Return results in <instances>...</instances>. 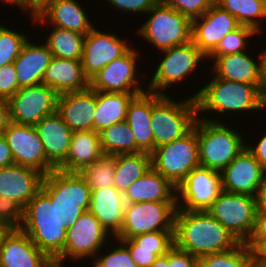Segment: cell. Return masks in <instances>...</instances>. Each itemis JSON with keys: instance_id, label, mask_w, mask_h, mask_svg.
Here are the masks:
<instances>
[{"instance_id": "obj_1", "label": "cell", "mask_w": 266, "mask_h": 267, "mask_svg": "<svg viewBox=\"0 0 266 267\" xmlns=\"http://www.w3.org/2000/svg\"><path fill=\"white\" fill-rule=\"evenodd\" d=\"M207 73L210 76L208 82L203 83L204 86L201 84L202 87L198 86L197 88L200 89L196 90V92L193 91L194 94L189 95V97L196 100L199 118L209 121L225 122L226 120L223 118L221 120L219 119V114L225 116V118H227L226 115H229L230 118L233 115L235 117L236 113L242 117H245L247 113L248 115L249 113L255 114L257 112L260 114L261 84H246L224 80L215 77L209 70ZM242 112L245 114L243 115ZM212 114L215 115V118Z\"/></svg>"}, {"instance_id": "obj_2", "label": "cell", "mask_w": 266, "mask_h": 267, "mask_svg": "<svg viewBox=\"0 0 266 267\" xmlns=\"http://www.w3.org/2000/svg\"><path fill=\"white\" fill-rule=\"evenodd\" d=\"M240 242L208 211L178 209L174 245L196 258L235 248Z\"/></svg>"}, {"instance_id": "obj_3", "label": "cell", "mask_w": 266, "mask_h": 267, "mask_svg": "<svg viewBox=\"0 0 266 267\" xmlns=\"http://www.w3.org/2000/svg\"><path fill=\"white\" fill-rule=\"evenodd\" d=\"M20 229L52 261L64 251L67 232L64 220L42 189L24 207Z\"/></svg>"}, {"instance_id": "obj_4", "label": "cell", "mask_w": 266, "mask_h": 267, "mask_svg": "<svg viewBox=\"0 0 266 267\" xmlns=\"http://www.w3.org/2000/svg\"><path fill=\"white\" fill-rule=\"evenodd\" d=\"M231 125L197 118L200 166L221 172L247 148L249 139Z\"/></svg>"}, {"instance_id": "obj_5", "label": "cell", "mask_w": 266, "mask_h": 267, "mask_svg": "<svg viewBox=\"0 0 266 267\" xmlns=\"http://www.w3.org/2000/svg\"><path fill=\"white\" fill-rule=\"evenodd\" d=\"M197 118L194 98L187 96L177 100L170 93L160 95L152 92L151 124L154 149L188 134L194 128Z\"/></svg>"}, {"instance_id": "obj_6", "label": "cell", "mask_w": 266, "mask_h": 267, "mask_svg": "<svg viewBox=\"0 0 266 267\" xmlns=\"http://www.w3.org/2000/svg\"><path fill=\"white\" fill-rule=\"evenodd\" d=\"M159 55H161L159 57L160 61L152 68L154 70L152 71L151 78H149L150 81L149 79L147 81V89L149 92L160 95H167L171 90L169 88L172 86L175 88L177 87L176 85H181V83L185 84L184 81L186 82L191 76L196 78V75L193 74L197 73V70L201 71L200 68L203 65H208L206 64L207 57L192 40L184 45L174 46L170 49L160 51L158 53Z\"/></svg>"}, {"instance_id": "obj_7", "label": "cell", "mask_w": 266, "mask_h": 267, "mask_svg": "<svg viewBox=\"0 0 266 267\" xmlns=\"http://www.w3.org/2000/svg\"><path fill=\"white\" fill-rule=\"evenodd\" d=\"M41 189L50 197L66 229L89 211L92 190L78 172L55 169L43 177Z\"/></svg>"}, {"instance_id": "obj_8", "label": "cell", "mask_w": 266, "mask_h": 267, "mask_svg": "<svg viewBox=\"0 0 266 267\" xmlns=\"http://www.w3.org/2000/svg\"><path fill=\"white\" fill-rule=\"evenodd\" d=\"M147 14L149 17H147ZM135 34L157 51L170 49L191 41L192 21L172 7L158 1L147 13ZM145 39V40H144ZM155 46V47H154Z\"/></svg>"}, {"instance_id": "obj_9", "label": "cell", "mask_w": 266, "mask_h": 267, "mask_svg": "<svg viewBox=\"0 0 266 267\" xmlns=\"http://www.w3.org/2000/svg\"><path fill=\"white\" fill-rule=\"evenodd\" d=\"M112 239L100 221L90 211H86L67 229L64 251L53 263L68 267L76 263L74 267H83L86 262H92L98 252ZM67 262L72 264L69 265Z\"/></svg>"}, {"instance_id": "obj_10", "label": "cell", "mask_w": 266, "mask_h": 267, "mask_svg": "<svg viewBox=\"0 0 266 267\" xmlns=\"http://www.w3.org/2000/svg\"><path fill=\"white\" fill-rule=\"evenodd\" d=\"M137 47L132 46L124 55L102 68L89 80V87L102 92L144 93L148 91L146 85L149 78L148 71L145 70L142 73L139 69L141 61L137 62L144 60V58H140L143 51ZM147 76L148 78H146Z\"/></svg>"}, {"instance_id": "obj_11", "label": "cell", "mask_w": 266, "mask_h": 267, "mask_svg": "<svg viewBox=\"0 0 266 267\" xmlns=\"http://www.w3.org/2000/svg\"><path fill=\"white\" fill-rule=\"evenodd\" d=\"M151 166L176 188L193 169L199 167L197 120L188 134L155 148L151 153Z\"/></svg>"}, {"instance_id": "obj_12", "label": "cell", "mask_w": 266, "mask_h": 267, "mask_svg": "<svg viewBox=\"0 0 266 267\" xmlns=\"http://www.w3.org/2000/svg\"><path fill=\"white\" fill-rule=\"evenodd\" d=\"M207 211L239 242L246 243L251 237L257 213L256 197L222 190Z\"/></svg>"}, {"instance_id": "obj_13", "label": "cell", "mask_w": 266, "mask_h": 267, "mask_svg": "<svg viewBox=\"0 0 266 267\" xmlns=\"http://www.w3.org/2000/svg\"><path fill=\"white\" fill-rule=\"evenodd\" d=\"M177 202L126 203L124 220L116 239H129L154 231H174Z\"/></svg>"}, {"instance_id": "obj_14", "label": "cell", "mask_w": 266, "mask_h": 267, "mask_svg": "<svg viewBox=\"0 0 266 267\" xmlns=\"http://www.w3.org/2000/svg\"><path fill=\"white\" fill-rule=\"evenodd\" d=\"M94 26L91 31L85 35L83 44V55L81 59L82 69L85 77L90 80L102 68L111 61L124 55L133 44L130 38L118 36L114 31L98 29Z\"/></svg>"}, {"instance_id": "obj_15", "label": "cell", "mask_w": 266, "mask_h": 267, "mask_svg": "<svg viewBox=\"0 0 266 267\" xmlns=\"http://www.w3.org/2000/svg\"><path fill=\"white\" fill-rule=\"evenodd\" d=\"M58 95L43 83L20 88L8 99L10 120L35 127L45 116L57 111Z\"/></svg>"}, {"instance_id": "obj_16", "label": "cell", "mask_w": 266, "mask_h": 267, "mask_svg": "<svg viewBox=\"0 0 266 267\" xmlns=\"http://www.w3.org/2000/svg\"><path fill=\"white\" fill-rule=\"evenodd\" d=\"M177 208L207 211L222 191L220 172L199 166L177 186Z\"/></svg>"}, {"instance_id": "obj_17", "label": "cell", "mask_w": 266, "mask_h": 267, "mask_svg": "<svg viewBox=\"0 0 266 267\" xmlns=\"http://www.w3.org/2000/svg\"><path fill=\"white\" fill-rule=\"evenodd\" d=\"M14 164L36 169L44 176L56 168L47 160L43 144L34 126L10 122L3 132Z\"/></svg>"}, {"instance_id": "obj_18", "label": "cell", "mask_w": 266, "mask_h": 267, "mask_svg": "<svg viewBox=\"0 0 266 267\" xmlns=\"http://www.w3.org/2000/svg\"><path fill=\"white\" fill-rule=\"evenodd\" d=\"M78 1L48 0L37 10L32 23H37L38 27L47 23L48 27L51 25L86 35L95 26L92 22L94 19L90 18L89 11Z\"/></svg>"}, {"instance_id": "obj_19", "label": "cell", "mask_w": 266, "mask_h": 267, "mask_svg": "<svg viewBox=\"0 0 266 267\" xmlns=\"http://www.w3.org/2000/svg\"><path fill=\"white\" fill-rule=\"evenodd\" d=\"M239 26L232 14L214 3L206 13L192 20L191 40L208 57L227 33Z\"/></svg>"}, {"instance_id": "obj_20", "label": "cell", "mask_w": 266, "mask_h": 267, "mask_svg": "<svg viewBox=\"0 0 266 267\" xmlns=\"http://www.w3.org/2000/svg\"><path fill=\"white\" fill-rule=\"evenodd\" d=\"M265 173L255 156L246 148L220 172L222 190L256 197Z\"/></svg>"}, {"instance_id": "obj_21", "label": "cell", "mask_w": 266, "mask_h": 267, "mask_svg": "<svg viewBox=\"0 0 266 267\" xmlns=\"http://www.w3.org/2000/svg\"><path fill=\"white\" fill-rule=\"evenodd\" d=\"M52 264L21 229H12L0 248V267H50Z\"/></svg>"}, {"instance_id": "obj_22", "label": "cell", "mask_w": 266, "mask_h": 267, "mask_svg": "<svg viewBox=\"0 0 266 267\" xmlns=\"http://www.w3.org/2000/svg\"><path fill=\"white\" fill-rule=\"evenodd\" d=\"M95 111L96 90L90 87L58 95L57 112L72 131L94 130Z\"/></svg>"}, {"instance_id": "obj_23", "label": "cell", "mask_w": 266, "mask_h": 267, "mask_svg": "<svg viewBox=\"0 0 266 267\" xmlns=\"http://www.w3.org/2000/svg\"><path fill=\"white\" fill-rule=\"evenodd\" d=\"M43 177L36 169L17 164L0 168V196L24 208L41 189Z\"/></svg>"}, {"instance_id": "obj_24", "label": "cell", "mask_w": 266, "mask_h": 267, "mask_svg": "<svg viewBox=\"0 0 266 267\" xmlns=\"http://www.w3.org/2000/svg\"><path fill=\"white\" fill-rule=\"evenodd\" d=\"M253 50L218 56L208 63L211 67L208 66V68L217 78L246 84H261L260 57L259 53H256L258 58L256 55L253 56L251 54Z\"/></svg>"}, {"instance_id": "obj_25", "label": "cell", "mask_w": 266, "mask_h": 267, "mask_svg": "<svg viewBox=\"0 0 266 267\" xmlns=\"http://www.w3.org/2000/svg\"><path fill=\"white\" fill-rule=\"evenodd\" d=\"M47 160L57 169L67 158L73 131L56 111L45 116L36 126Z\"/></svg>"}, {"instance_id": "obj_26", "label": "cell", "mask_w": 266, "mask_h": 267, "mask_svg": "<svg viewBox=\"0 0 266 267\" xmlns=\"http://www.w3.org/2000/svg\"><path fill=\"white\" fill-rule=\"evenodd\" d=\"M34 40L28 39L13 62L19 89L41 84L44 72L53 59L48 46L44 42L41 43V40H37L36 44Z\"/></svg>"}, {"instance_id": "obj_27", "label": "cell", "mask_w": 266, "mask_h": 267, "mask_svg": "<svg viewBox=\"0 0 266 267\" xmlns=\"http://www.w3.org/2000/svg\"><path fill=\"white\" fill-rule=\"evenodd\" d=\"M126 202L114 186L92 190L89 211L115 238L121 231Z\"/></svg>"}, {"instance_id": "obj_28", "label": "cell", "mask_w": 266, "mask_h": 267, "mask_svg": "<svg viewBox=\"0 0 266 267\" xmlns=\"http://www.w3.org/2000/svg\"><path fill=\"white\" fill-rule=\"evenodd\" d=\"M151 114L152 92L136 95L129 103L125 121L135 136V153L154 151Z\"/></svg>"}, {"instance_id": "obj_29", "label": "cell", "mask_w": 266, "mask_h": 267, "mask_svg": "<svg viewBox=\"0 0 266 267\" xmlns=\"http://www.w3.org/2000/svg\"><path fill=\"white\" fill-rule=\"evenodd\" d=\"M126 203L177 202L176 187L153 167L123 193Z\"/></svg>"}, {"instance_id": "obj_30", "label": "cell", "mask_w": 266, "mask_h": 267, "mask_svg": "<svg viewBox=\"0 0 266 267\" xmlns=\"http://www.w3.org/2000/svg\"><path fill=\"white\" fill-rule=\"evenodd\" d=\"M42 83L58 94L82 91L89 87L81 60L53 57L46 68Z\"/></svg>"}, {"instance_id": "obj_31", "label": "cell", "mask_w": 266, "mask_h": 267, "mask_svg": "<svg viewBox=\"0 0 266 267\" xmlns=\"http://www.w3.org/2000/svg\"><path fill=\"white\" fill-rule=\"evenodd\" d=\"M119 240L127 247L137 267H150L174 246V231H154Z\"/></svg>"}, {"instance_id": "obj_32", "label": "cell", "mask_w": 266, "mask_h": 267, "mask_svg": "<svg viewBox=\"0 0 266 267\" xmlns=\"http://www.w3.org/2000/svg\"><path fill=\"white\" fill-rule=\"evenodd\" d=\"M102 154L99 133L94 130L73 131L68 156L57 169L80 173Z\"/></svg>"}, {"instance_id": "obj_33", "label": "cell", "mask_w": 266, "mask_h": 267, "mask_svg": "<svg viewBox=\"0 0 266 267\" xmlns=\"http://www.w3.org/2000/svg\"><path fill=\"white\" fill-rule=\"evenodd\" d=\"M139 94L96 91L94 131L99 133L115 123L125 121L129 103Z\"/></svg>"}, {"instance_id": "obj_34", "label": "cell", "mask_w": 266, "mask_h": 267, "mask_svg": "<svg viewBox=\"0 0 266 267\" xmlns=\"http://www.w3.org/2000/svg\"><path fill=\"white\" fill-rule=\"evenodd\" d=\"M151 154L138 152L115 156L114 187L124 193L151 168Z\"/></svg>"}, {"instance_id": "obj_35", "label": "cell", "mask_w": 266, "mask_h": 267, "mask_svg": "<svg viewBox=\"0 0 266 267\" xmlns=\"http://www.w3.org/2000/svg\"><path fill=\"white\" fill-rule=\"evenodd\" d=\"M222 9L232 14L240 25L254 28L259 34L266 27V3L261 0H215ZM263 26V27H262Z\"/></svg>"}, {"instance_id": "obj_36", "label": "cell", "mask_w": 266, "mask_h": 267, "mask_svg": "<svg viewBox=\"0 0 266 267\" xmlns=\"http://www.w3.org/2000/svg\"><path fill=\"white\" fill-rule=\"evenodd\" d=\"M52 27V29H51ZM49 34L42 40L49 48L53 57L81 60L85 35L70 30L50 26Z\"/></svg>"}, {"instance_id": "obj_37", "label": "cell", "mask_w": 266, "mask_h": 267, "mask_svg": "<svg viewBox=\"0 0 266 267\" xmlns=\"http://www.w3.org/2000/svg\"><path fill=\"white\" fill-rule=\"evenodd\" d=\"M99 137L103 154L116 156L135 153V136L126 121L103 129Z\"/></svg>"}, {"instance_id": "obj_38", "label": "cell", "mask_w": 266, "mask_h": 267, "mask_svg": "<svg viewBox=\"0 0 266 267\" xmlns=\"http://www.w3.org/2000/svg\"><path fill=\"white\" fill-rule=\"evenodd\" d=\"M198 267H253V250L240 242L233 249L200 257Z\"/></svg>"}, {"instance_id": "obj_39", "label": "cell", "mask_w": 266, "mask_h": 267, "mask_svg": "<svg viewBox=\"0 0 266 267\" xmlns=\"http://www.w3.org/2000/svg\"><path fill=\"white\" fill-rule=\"evenodd\" d=\"M259 34L254 28L240 25L234 31L227 33V35L219 42L215 50L207 57V62H212L216 57L223 55H230L242 53L251 49L248 43L252 42V38ZM251 40V41H250Z\"/></svg>"}, {"instance_id": "obj_40", "label": "cell", "mask_w": 266, "mask_h": 267, "mask_svg": "<svg viewBox=\"0 0 266 267\" xmlns=\"http://www.w3.org/2000/svg\"><path fill=\"white\" fill-rule=\"evenodd\" d=\"M115 156L102 154L97 160L86 166L80 174L85 178L91 190L114 186Z\"/></svg>"}, {"instance_id": "obj_41", "label": "cell", "mask_w": 266, "mask_h": 267, "mask_svg": "<svg viewBox=\"0 0 266 267\" xmlns=\"http://www.w3.org/2000/svg\"><path fill=\"white\" fill-rule=\"evenodd\" d=\"M12 27L0 22V67L13 63L31 37L28 32L17 31Z\"/></svg>"}, {"instance_id": "obj_42", "label": "cell", "mask_w": 266, "mask_h": 267, "mask_svg": "<svg viewBox=\"0 0 266 267\" xmlns=\"http://www.w3.org/2000/svg\"><path fill=\"white\" fill-rule=\"evenodd\" d=\"M110 243L98 252L89 267H137L127 247L119 239L113 238Z\"/></svg>"}, {"instance_id": "obj_43", "label": "cell", "mask_w": 266, "mask_h": 267, "mask_svg": "<svg viewBox=\"0 0 266 267\" xmlns=\"http://www.w3.org/2000/svg\"><path fill=\"white\" fill-rule=\"evenodd\" d=\"M187 16L191 21L202 16L215 3V0H159Z\"/></svg>"}, {"instance_id": "obj_44", "label": "cell", "mask_w": 266, "mask_h": 267, "mask_svg": "<svg viewBox=\"0 0 266 267\" xmlns=\"http://www.w3.org/2000/svg\"><path fill=\"white\" fill-rule=\"evenodd\" d=\"M159 0H105L102 4H107L111 9L119 11L122 14H127L128 16L135 14V19L140 14L141 16L146 15V13L158 2ZM109 3V4H108ZM130 14V15H129ZM143 14V15H142Z\"/></svg>"}, {"instance_id": "obj_45", "label": "cell", "mask_w": 266, "mask_h": 267, "mask_svg": "<svg viewBox=\"0 0 266 267\" xmlns=\"http://www.w3.org/2000/svg\"><path fill=\"white\" fill-rule=\"evenodd\" d=\"M24 208L16 201L0 196V221L13 229H20L23 222Z\"/></svg>"}, {"instance_id": "obj_46", "label": "cell", "mask_w": 266, "mask_h": 267, "mask_svg": "<svg viewBox=\"0 0 266 267\" xmlns=\"http://www.w3.org/2000/svg\"><path fill=\"white\" fill-rule=\"evenodd\" d=\"M19 90L14 63L0 67V96L11 98Z\"/></svg>"}, {"instance_id": "obj_47", "label": "cell", "mask_w": 266, "mask_h": 267, "mask_svg": "<svg viewBox=\"0 0 266 267\" xmlns=\"http://www.w3.org/2000/svg\"><path fill=\"white\" fill-rule=\"evenodd\" d=\"M266 241V212H257L253 233L246 244L255 251Z\"/></svg>"}, {"instance_id": "obj_48", "label": "cell", "mask_w": 266, "mask_h": 267, "mask_svg": "<svg viewBox=\"0 0 266 267\" xmlns=\"http://www.w3.org/2000/svg\"><path fill=\"white\" fill-rule=\"evenodd\" d=\"M170 267H198V258L178 249L175 245L169 250Z\"/></svg>"}, {"instance_id": "obj_49", "label": "cell", "mask_w": 266, "mask_h": 267, "mask_svg": "<svg viewBox=\"0 0 266 267\" xmlns=\"http://www.w3.org/2000/svg\"><path fill=\"white\" fill-rule=\"evenodd\" d=\"M257 135L259 136L255 138L256 141L254 140V142H246V147L255 156V158L258 160V162L266 172V131L264 134L261 132Z\"/></svg>"}, {"instance_id": "obj_50", "label": "cell", "mask_w": 266, "mask_h": 267, "mask_svg": "<svg viewBox=\"0 0 266 267\" xmlns=\"http://www.w3.org/2000/svg\"><path fill=\"white\" fill-rule=\"evenodd\" d=\"M0 3L2 4H8V6H16L17 8L21 9L23 13V15L25 14L30 16V19H33L36 14H37V9L29 2V0H0ZM29 13V14H28Z\"/></svg>"}, {"instance_id": "obj_51", "label": "cell", "mask_w": 266, "mask_h": 267, "mask_svg": "<svg viewBox=\"0 0 266 267\" xmlns=\"http://www.w3.org/2000/svg\"><path fill=\"white\" fill-rule=\"evenodd\" d=\"M14 164V159L8 142L3 134L0 135V168Z\"/></svg>"}, {"instance_id": "obj_52", "label": "cell", "mask_w": 266, "mask_h": 267, "mask_svg": "<svg viewBox=\"0 0 266 267\" xmlns=\"http://www.w3.org/2000/svg\"><path fill=\"white\" fill-rule=\"evenodd\" d=\"M10 122L9 101L0 96V135L3 134Z\"/></svg>"}, {"instance_id": "obj_53", "label": "cell", "mask_w": 266, "mask_h": 267, "mask_svg": "<svg viewBox=\"0 0 266 267\" xmlns=\"http://www.w3.org/2000/svg\"><path fill=\"white\" fill-rule=\"evenodd\" d=\"M257 212H266V173L256 195Z\"/></svg>"}, {"instance_id": "obj_54", "label": "cell", "mask_w": 266, "mask_h": 267, "mask_svg": "<svg viewBox=\"0 0 266 267\" xmlns=\"http://www.w3.org/2000/svg\"><path fill=\"white\" fill-rule=\"evenodd\" d=\"M262 52L259 53L260 57V77L261 82H266V47L263 46Z\"/></svg>"}, {"instance_id": "obj_55", "label": "cell", "mask_w": 266, "mask_h": 267, "mask_svg": "<svg viewBox=\"0 0 266 267\" xmlns=\"http://www.w3.org/2000/svg\"><path fill=\"white\" fill-rule=\"evenodd\" d=\"M150 267H170L169 266V251L162 256H159Z\"/></svg>"}, {"instance_id": "obj_56", "label": "cell", "mask_w": 266, "mask_h": 267, "mask_svg": "<svg viewBox=\"0 0 266 267\" xmlns=\"http://www.w3.org/2000/svg\"><path fill=\"white\" fill-rule=\"evenodd\" d=\"M260 99V111L266 114V82H261Z\"/></svg>"}, {"instance_id": "obj_57", "label": "cell", "mask_w": 266, "mask_h": 267, "mask_svg": "<svg viewBox=\"0 0 266 267\" xmlns=\"http://www.w3.org/2000/svg\"><path fill=\"white\" fill-rule=\"evenodd\" d=\"M11 228L8 224L0 221V248L3 244L5 237L10 233Z\"/></svg>"}, {"instance_id": "obj_58", "label": "cell", "mask_w": 266, "mask_h": 267, "mask_svg": "<svg viewBox=\"0 0 266 267\" xmlns=\"http://www.w3.org/2000/svg\"><path fill=\"white\" fill-rule=\"evenodd\" d=\"M253 267H266V259L263 258L256 250L253 251Z\"/></svg>"}, {"instance_id": "obj_59", "label": "cell", "mask_w": 266, "mask_h": 267, "mask_svg": "<svg viewBox=\"0 0 266 267\" xmlns=\"http://www.w3.org/2000/svg\"><path fill=\"white\" fill-rule=\"evenodd\" d=\"M256 251L266 259V241H264L257 249Z\"/></svg>"}, {"instance_id": "obj_60", "label": "cell", "mask_w": 266, "mask_h": 267, "mask_svg": "<svg viewBox=\"0 0 266 267\" xmlns=\"http://www.w3.org/2000/svg\"><path fill=\"white\" fill-rule=\"evenodd\" d=\"M48 0H29V2L38 10Z\"/></svg>"}, {"instance_id": "obj_61", "label": "cell", "mask_w": 266, "mask_h": 267, "mask_svg": "<svg viewBox=\"0 0 266 267\" xmlns=\"http://www.w3.org/2000/svg\"><path fill=\"white\" fill-rule=\"evenodd\" d=\"M50 267H66V266L65 265H60V264L53 263Z\"/></svg>"}]
</instances>
